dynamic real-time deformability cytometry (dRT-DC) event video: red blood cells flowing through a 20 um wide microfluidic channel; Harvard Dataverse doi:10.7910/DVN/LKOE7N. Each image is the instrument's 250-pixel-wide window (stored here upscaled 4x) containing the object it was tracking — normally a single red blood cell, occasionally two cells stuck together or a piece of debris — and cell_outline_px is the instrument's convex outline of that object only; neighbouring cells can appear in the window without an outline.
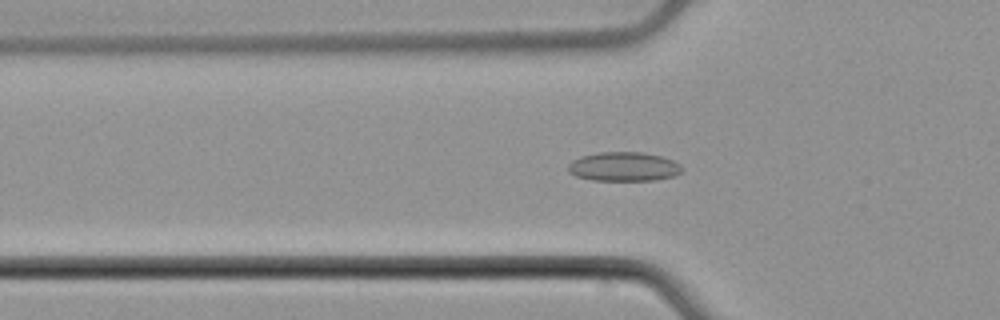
{"species": "common noctule bat (a hibernating species)", "species_latin": "Nyctalus noctula", "temperature_condition": "cold", "stored_images_in_passage": 46, "camera_frame_rate_fps": 3000, "um_per_image_px": 0.085, "animal": {"sex": "male", "body_mass_g": 21.5, "forearm_length_mm": 52.0}, "frame": {"image": 1, "passage_image": 18, "time_ms": 5.667, "image_size_px": [1000, 320], "cell_outline_px": [[684, 168], [676, 176], [656, 180], [592, 180], [576, 176], [568, 172], [568, 164], [572, 160], [580, 156], [596, 152], [640, 152], [660, 156], [672, 160], [680, 164]], "centroid_in_image_um": [53.01, 14.16], "position_along_channel_um": 72.8, "area_um2": 19.48}}
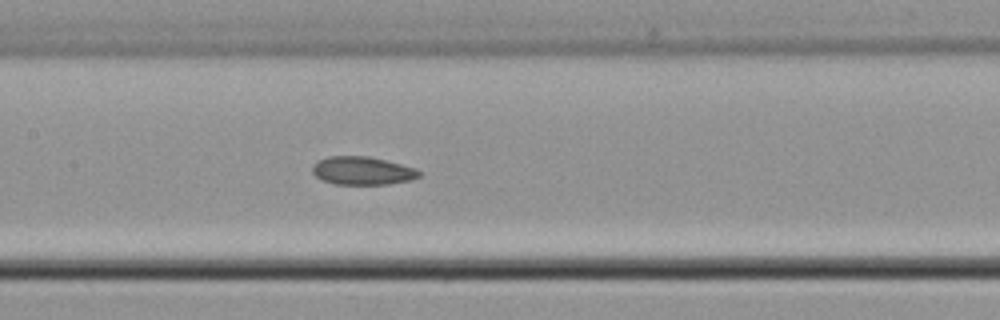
{"frame": {"image": 2, "passage_image": 26, "time_ms": 8.333, "image_size_px": [1000, 320], "cell_outline_px": [[420, 176], [412, 180], [388, 184], [336, 184], [320, 180], [312, 172], [312, 168], [320, 160], [328, 156], [368, 156], [416, 168], [420, 172]], "centroid_in_image_um": [30.81, 14.52], "position_along_channel_um": 176.6, "area_um2": 17.4}}
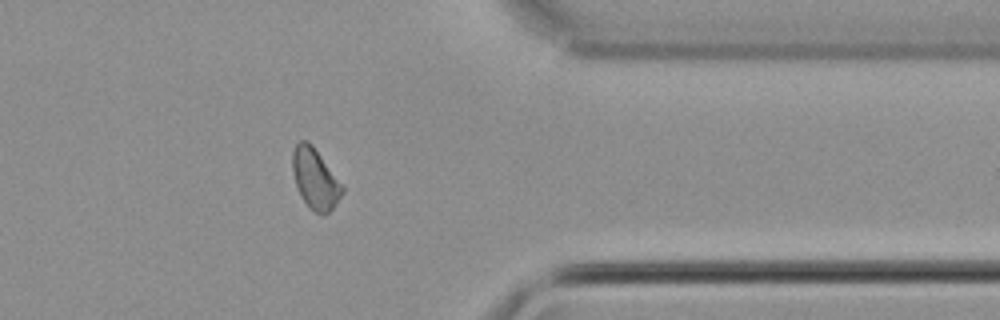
{"frame": {"image": 3, "passage_image": 43, "time_ms": 14.0, "image_size_px": [1000, 320], "cell_outline_px": [[344, 192], [332, 208], [328, 212], [320, 216], [308, 208], [300, 196], [296, 184], [292, 168], [292, 152], [296, 144], [300, 140], [308, 140], [312, 144], [344, 188]], "centroid_in_image_um": [26.76, 15.21], "position_along_channel_um": 384.6, "area_um2": 17.46}, "authors_computed_cell_mechanics": {"area_um2": 18.0914, "velocity_mm_per_s": 3.9086, "shape_relaxation_time_tau1_ms": null, "shape_relaxation_time_tau2_ms": 6.7528, "deformation_change_tau1": null, "deformation_change_tau2": 0.111}}